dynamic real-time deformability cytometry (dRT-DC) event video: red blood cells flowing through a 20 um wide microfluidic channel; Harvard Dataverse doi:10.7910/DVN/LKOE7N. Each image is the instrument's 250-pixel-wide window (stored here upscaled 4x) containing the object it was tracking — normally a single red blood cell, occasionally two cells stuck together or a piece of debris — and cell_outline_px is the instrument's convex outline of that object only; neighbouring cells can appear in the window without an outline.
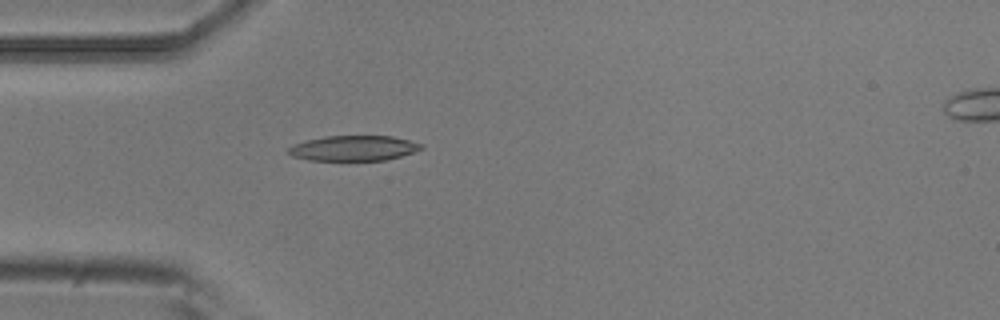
{"species": "common noctule bat (a hibernating species)", "species_latin": "Nyctalus noctula", "temperature_condition": "room temperature", "stored_images_in_passage": 5, "camera_frame_rate_fps": 3000, "um_per_image_px": 0.085, "animal": {"sex": "male", "body_mass_g": 20.5, "forearm_length_mm": 52.5}, "frame": {"image": 1, "passage_image": 5, "time_ms": 1.333, "image_size_px": [1000, 320], "cell_outline_px": [[424, 148], [400, 156], [384, 160], [308, 160], [292, 156], [288, 152], [288, 148], [304, 140], [324, 136], [392, 136], [424, 144]], "centroid_in_image_um": [30.05, 12.59], "position_along_channel_um": 54.9, "area_um2": 19.42}}